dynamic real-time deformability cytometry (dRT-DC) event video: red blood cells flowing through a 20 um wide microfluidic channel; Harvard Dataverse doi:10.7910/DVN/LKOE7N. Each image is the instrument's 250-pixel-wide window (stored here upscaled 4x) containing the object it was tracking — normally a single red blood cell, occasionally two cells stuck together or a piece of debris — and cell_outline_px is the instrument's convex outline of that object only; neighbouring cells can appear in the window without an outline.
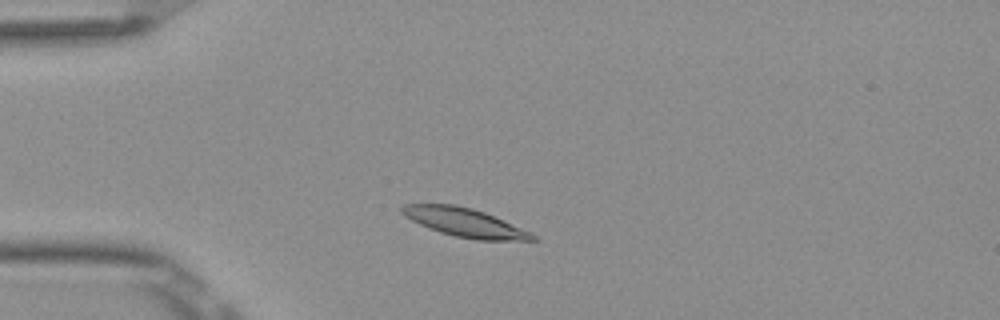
{"species": "Egyptian fruit bat (a non-hibernating species)", "species_latin": "Rousettus aegyptiacus", "temperature_condition": "room temperature", "stored_images_in_passage": 46, "camera_frame_rate_fps": 3000, "um_per_image_px": 0.085, "frame": {"image": 1, "passage_image": 7, "time_ms": 2.0, "image_size_px": [1000, 320], "cell_outline_px": [[540, 240], [476, 240], [456, 236], [440, 232], [420, 224], [404, 216], [400, 212], [400, 208], [404, 204], [452, 204], [472, 208], [484, 212], [532, 232]], "centroid_in_image_um": [39.52, 18.91], "position_along_channel_um": 45.5, "area_um2": 21.68}}
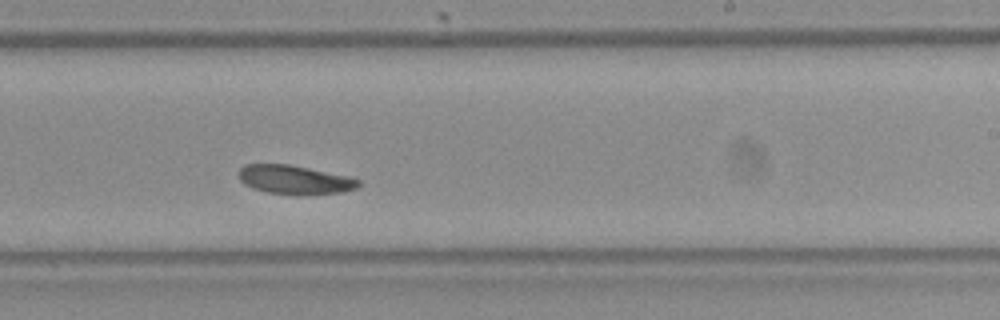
{"frame": {"image": 2, "passage_image": 26, "time_ms": 8.333, "image_size_px": [1000, 320], "cell_outline_px": [[360, 184], [356, 188], [340, 192], [296, 196], [268, 192], [252, 188], [244, 184], [240, 180], [240, 168], [244, 164], [288, 164], [348, 176], [360, 180]], "centroid_in_image_um": [25.03, 15.29], "position_along_channel_um": 264.0, "area_um2": 20.17}}
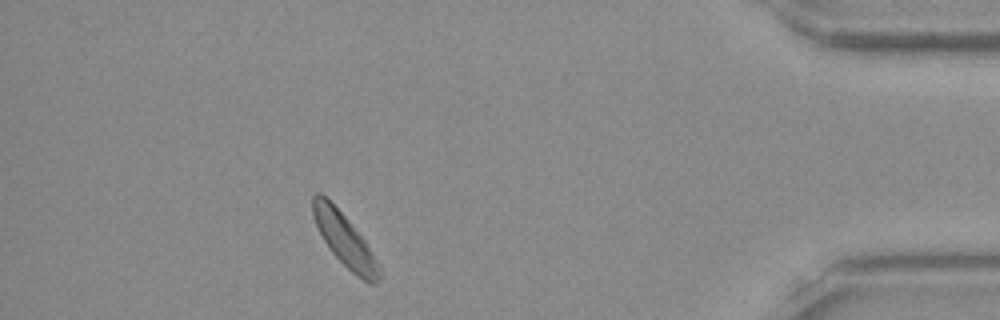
{"frame": {"image": 3, "passage_image": 41, "time_ms": 13.333, "image_size_px": [1000, 320], "cell_outline_px": [[380, 280], [376, 284], [368, 284], [356, 276], [332, 252], [324, 240], [312, 216], [312, 196], [316, 192], [320, 192], [348, 220], [364, 240], [380, 264]], "centroid_in_image_um": [29.32, 20.44], "position_along_channel_um": 405.9, "area_um2": 20.06}, "authors_computed_cell_mechanics": {"area_um2": 20.808, "velocity_mm_per_s": 3.7943, "shape_relaxation_time_tau1_ms": 2.4658, "shape_relaxation_time_tau2_ms": null, "deformation_change_tau1": 0.0634, "deformation_change_tau2": null}}